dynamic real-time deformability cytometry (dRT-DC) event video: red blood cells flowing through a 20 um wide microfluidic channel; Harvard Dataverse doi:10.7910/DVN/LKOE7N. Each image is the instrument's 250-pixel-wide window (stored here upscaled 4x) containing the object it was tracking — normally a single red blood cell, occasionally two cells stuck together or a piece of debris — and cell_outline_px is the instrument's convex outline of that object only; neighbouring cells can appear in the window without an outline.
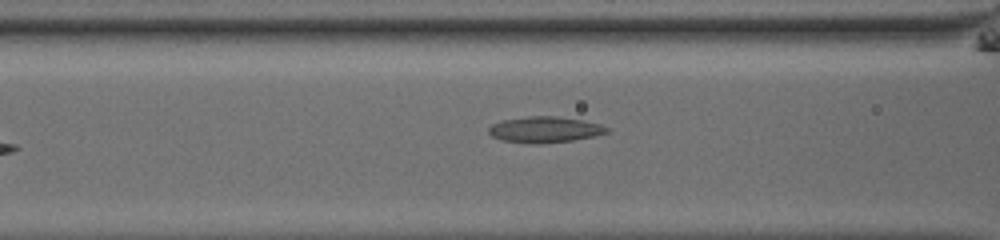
{"species": "common noctule bat (a hibernating species)", "species_latin": "Nyctalus noctula", "temperature_condition": "room temperature", "stored_images_in_passage": 34, "camera_frame_rate_fps": 3000, "um_per_image_px": 0.085, "animal": {"sex": "male", "body_mass_g": 13.0, "forearm_length_mm": 53.1}, "frame": {"image": 1, "passage_image": 7, "time_ms": 2.0, "image_size_px": [1000, 240], "cell_outline_px": [[608, 132], [592, 136], [572, 140], [540, 144], [528, 144], [500, 140], [492, 136], [488, 132], [488, 128], [492, 124], [504, 120], [528, 116], [556, 116], [584, 120], [600, 124], [608, 128]], "centroid_in_image_um": [46.27, 11.02], "position_along_channel_um": 120.3, "area_um2": 17.92}}
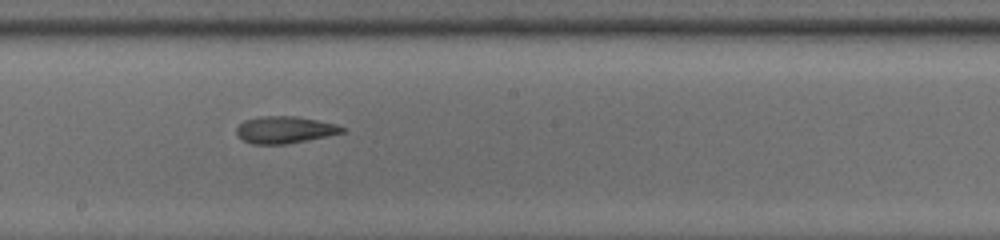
{"frame": {"image": 2, "passage_image": 15, "time_ms": 4.667, "image_size_px": [1000, 240], "cell_outline_px": [[344, 132], [288, 144], [252, 144], [240, 140], [236, 132], [236, 128], [244, 120], [260, 116], [296, 116], [336, 124], [344, 128]], "centroid_in_image_um": [24.14, 11.03], "position_along_channel_um": 224.1, "area_um2": 16.59}}
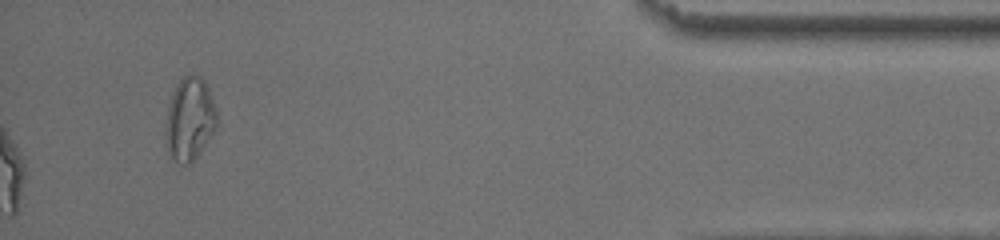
{"frame": {"image": 3, "passage_image": 34, "time_ms": 11.0, "image_size_px": [1000, 240], "cell_outline_px": [[216, 128], [196, 156], [188, 164], [180, 164], [168, 156], [164, 136], [164, 128], [168, 104], [172, 92], [176, 84], [184, 76], [200, 76], [204, 80], [208, 88], [216, 112]], "centroid_in_image_um": [16.06, 10.14], "position_along_channel_um": 419.1, "area_um2": 24.74}, "authors_computed_cell_mechanics": {"area_um2": 17.5423, "velocity_mm_per_s": 3.8671, "shape_relaxation_time_tau1_ms": 4.2426, "shape_relaxation_time_tau2_ms": 3.2336, "deformation_change_tau1": 0.1064, "deformation_change_tau2": 0.1304}}